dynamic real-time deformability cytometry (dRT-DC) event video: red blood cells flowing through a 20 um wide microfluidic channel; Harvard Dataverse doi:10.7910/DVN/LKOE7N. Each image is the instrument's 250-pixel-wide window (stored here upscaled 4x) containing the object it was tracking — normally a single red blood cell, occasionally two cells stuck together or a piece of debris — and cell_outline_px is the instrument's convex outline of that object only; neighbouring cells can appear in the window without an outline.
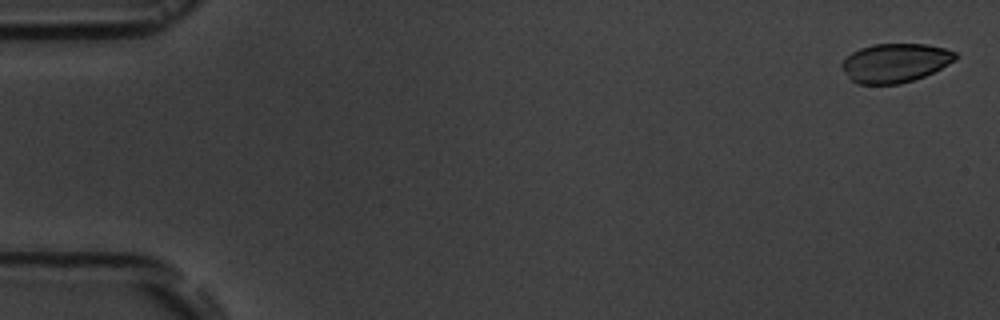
{"species": "common noctule bat (a hibernating species)", "species_latin": "Nyctalus noctula", "temperature_condition": "room temperature", "stored_images_in_passage": 5, "camera_frame_rate_fps": 3000, "um_per_image_px": 0.085, "animal": {"sex": "male", "body_mass_g": 19.5, "forearm_length_mm": 54.6}, "frame": {"image": 1, "passage_image": 1, "time_ms": 0.0, "image_size_px": [1000, 320], "cell_outline_px": [[956, 60], [924, 76], [900, 84], [856, 84], [840, 68], [840, 64], [852, 52], [860, 48], [872, 44], [928, 44], [944, 48], [956, 52]], "centroid_in_image_um": [76.06, 5.34], "position_along_channel_um": 8.9, "area_um2": 25.72}}
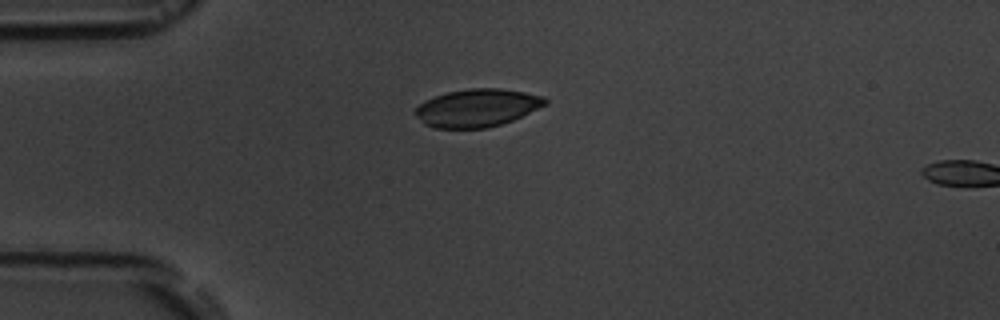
{"frame": {"image": 2, "passage_image": 4, "time_ms": 4.333, "image_size_px": [1000, 320], "cell_outline_px": [[548, 104], [512, 120], [488, 128], [432, 128], [424, 124], [412, 112], [424, 100], [448, 92], [468, 88], [500, 88], [524, 92], [544, 96], [548, 100]], "centroid_in_image_um": [40.54, 9.17], "position_along_channel_um": 44.5, "area_um2": 28.73}}